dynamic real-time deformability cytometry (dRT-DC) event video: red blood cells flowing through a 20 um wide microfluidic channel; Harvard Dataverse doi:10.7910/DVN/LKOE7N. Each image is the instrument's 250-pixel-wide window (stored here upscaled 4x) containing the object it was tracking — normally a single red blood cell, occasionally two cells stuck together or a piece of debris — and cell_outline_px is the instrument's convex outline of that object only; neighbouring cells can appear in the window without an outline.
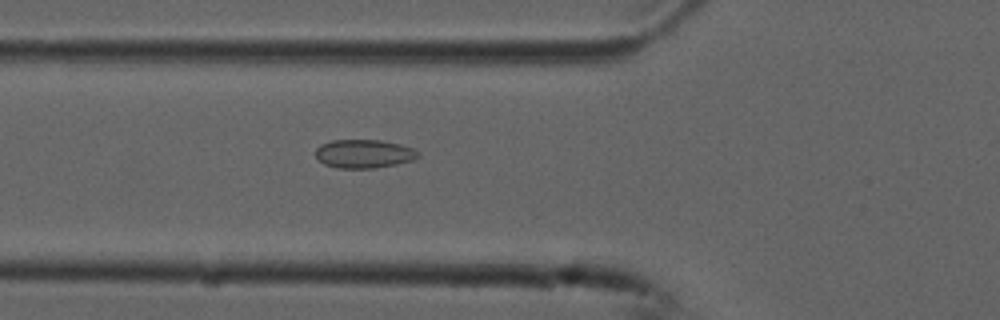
{"species": "common noctule bat (a hibernating species)", "species_latin": "Nyctalus noctula", "temperature_condition": "cold", "stored_images_in_passage": 6, "camera_frame_rate_fps": 3000, "um_per_image_px": 0.085, "animal": {"sex": "male", "forearm_length_mm": 52.5}, "frame": {"image": 1, "passage_image": 6, "time_ms": 1.667, "image_size_px": [1000, 320], "cell_outline_px": [[420, 156], [412, 160], [396, 164], [376, 168], [336, 168], [324, 164], [316, 156], [316, 148], [320, 144], [332, 140], [380, 140], [400, 144], [412, 148], [420, 152]], "centroid_in_image_um": [30.94, 13.07], "position_along_channel_um": 94.9, "area_um2": 17.11}}